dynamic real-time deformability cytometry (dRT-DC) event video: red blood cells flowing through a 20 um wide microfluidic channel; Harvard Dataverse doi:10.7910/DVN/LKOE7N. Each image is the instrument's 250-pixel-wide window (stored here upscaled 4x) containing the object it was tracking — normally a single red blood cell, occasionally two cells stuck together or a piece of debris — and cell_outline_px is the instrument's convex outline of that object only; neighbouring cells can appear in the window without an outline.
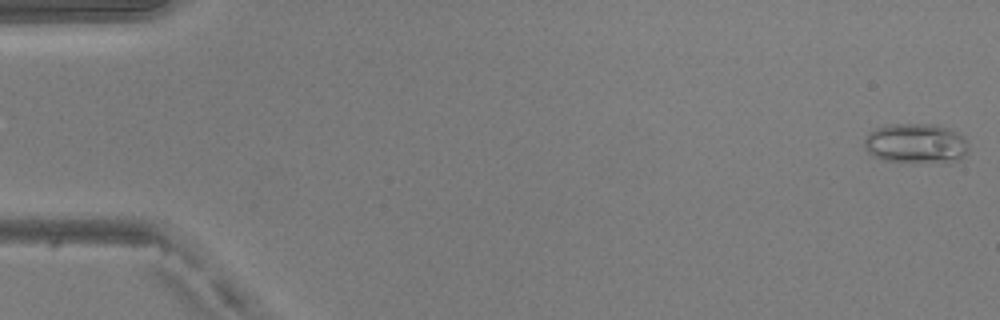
{"species": "common noctule bat (a hibernating species)", "species_latin": "Nyctalus noctula", "temperature_condition": "warm", "stored_images_in_passage": 12, "camera_frame_rate_fps": 3000, "um_per_image_px": 0.085, "animal": {"sex": "male", "body_mass_g": 20.5, "forearm_length_mm": 52.5}, "frame": {"image": 1, "passage_image": 1, "time_ms": 0.0, "image_size_px": [1000, 320], "cell_outline_px": [[968, 152], [960, 160], [948, 164], [884, 160], [872, 156], [868, 152], [864, 144], [864, 140], [868, 132], [884, 124], [936, 124], [952, 128], [964, 136], [968, 148]], "centroid_in_image_um": [77.9, 12.2], "position_along_channel_um": 7.1, "area_um2": 24.97}}